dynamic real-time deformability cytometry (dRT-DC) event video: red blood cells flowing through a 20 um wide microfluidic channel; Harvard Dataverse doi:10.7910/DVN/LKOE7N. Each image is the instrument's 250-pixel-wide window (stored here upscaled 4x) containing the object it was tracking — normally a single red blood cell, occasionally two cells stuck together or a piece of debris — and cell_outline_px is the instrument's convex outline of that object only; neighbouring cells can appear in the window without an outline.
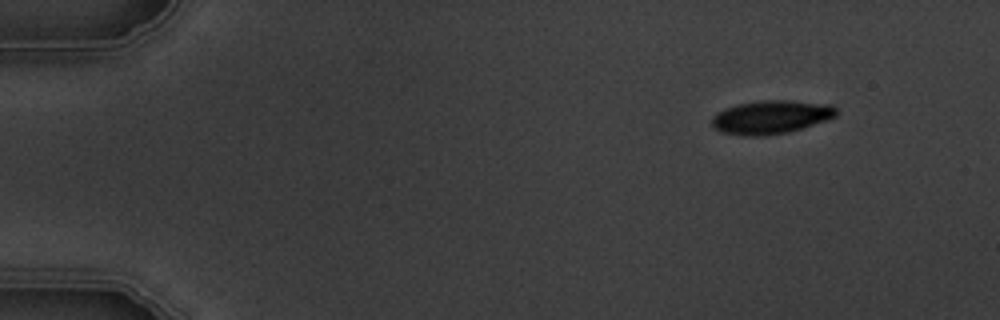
{"species": "common noctule bat (a hibernating species)", "species_latin": "Nyctalus noctula", "temperature_condition": "warm", "stored_images_in_passage": 4, "camera_frame_rate_fps": 3000, "um_per_image_px": 0.085, "animal": {"sex": "male", "body_mass_g": 19.5, "forearm_length_mm": 54.6}, "frame": {"image": 1, "passage_image": 1, "time_ms": 0.0, "image_size_px": [1000, 320], "cell_outline_px": [[836, 116], [828, 120], [788, 132], [764, 136], [744, 136], [724, 132], [716, 128], [712, 124], [712, 116], [724, 108], [740, 104], [764, 100], [788, 100], [832, 104], [836, 108]], "centroid_in_image_um": [65.57, 9.95], "position_along_channel_um": 19.4, "area_um2": 24.16}}
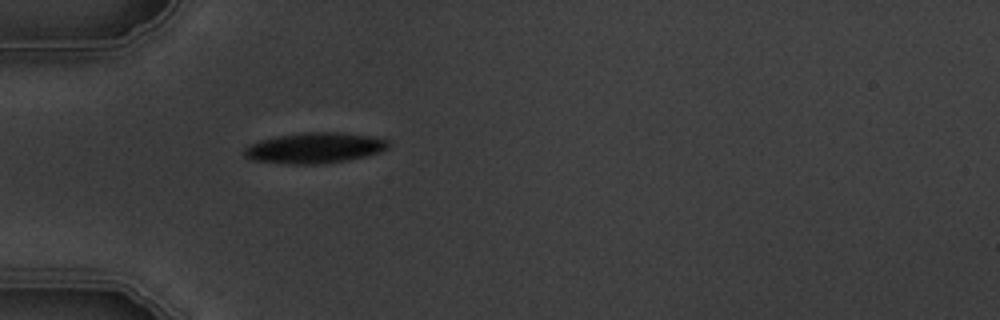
{"frame": {"image": 2, "passage_image": 4, "time_ms": 3.667, "image_size_px": [1000, 320], "cell_outline_px": [[388, 148], [380, 152], [368, 156], [348, 160], [324, 164], [292, 164], [252, 160], [244, 156], [244, 148], [260, 140], [280, 136], [304, 132], [344, 132], [376, 136], [388, 140]], "centroid_in_image_um": [26.81, 12.57], "position_along_channel_um": 58.2, "area_um2": 25.89}}